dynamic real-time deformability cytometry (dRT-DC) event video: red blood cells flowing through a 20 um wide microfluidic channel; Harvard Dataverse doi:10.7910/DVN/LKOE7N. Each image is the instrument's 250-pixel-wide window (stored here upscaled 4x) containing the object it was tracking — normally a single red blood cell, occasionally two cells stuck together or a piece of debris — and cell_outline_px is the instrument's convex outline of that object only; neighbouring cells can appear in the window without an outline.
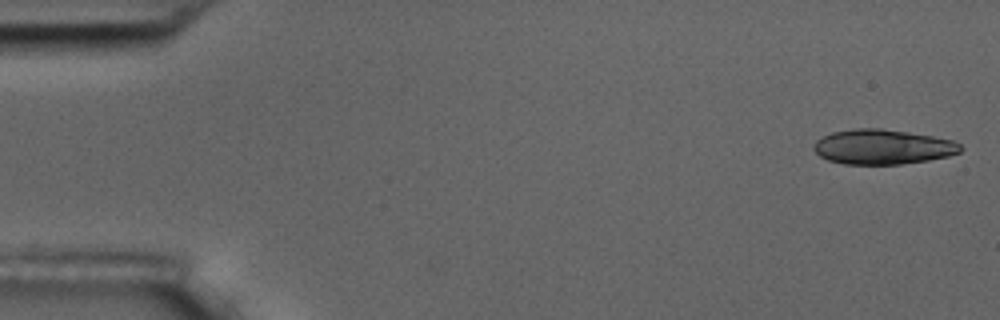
{"species": "common noctule bat (a hibernating species)", "species_latin": "Nyctalus noctula", "temperature_condition": "room temperature", "stored_images_in_passage": 11, "camera_frame_rate_fps": 3000, "um_per_image_px": 0.085, "animal": {"sex": "male", "body_mass_g": 17.5, "forearm_length_mm": 52.3}, "frame": {"image": 1, "passage_image": 1, "time_ms": 0.0, "image_size_px": [1000, 320], "cell_outline_px": [[964, 148], [960, 152], [948, 156], [928, 160], [900, 164], [844, 164], [828, 160], [820, 156], [812, 148], [816, 140], [832, 132], [856, 128], [880, 128], [908, 132], [932, 136], [952, 140], [960, 144]], "centroid_in_image_um": [75.02, 12.48], "position_along_channel_um": 10.0, "area_um2": 29.77}}
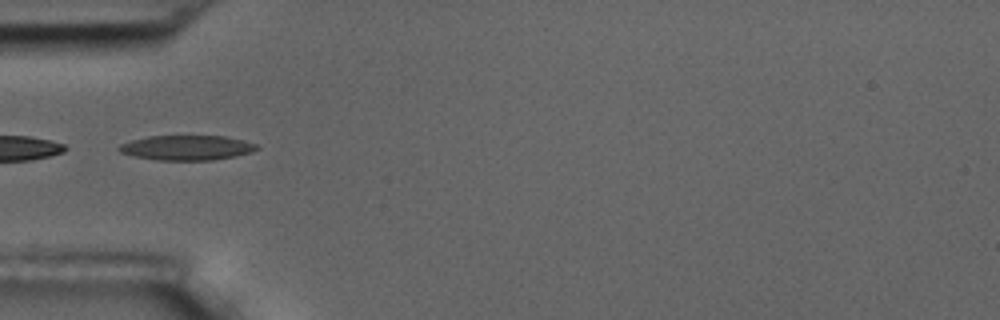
{"frame": {"image": 2, "passage_image": 5, "time_ms": 5.667, "image_size_px": [1000, 320], "cell_outline_px": [[260, 148], [252, 152], [236, 156], [212, 160], [156, 160], [132, 156], [120, 152], [116, 148], [120, 144], [132, 140], [148, 136], [228, 136], [244, 140], [256, 144]], "centroid_in_image_um": [15.88, 12.55], "position_along_channel_um": 69.1, "area_um2": 20.11}}